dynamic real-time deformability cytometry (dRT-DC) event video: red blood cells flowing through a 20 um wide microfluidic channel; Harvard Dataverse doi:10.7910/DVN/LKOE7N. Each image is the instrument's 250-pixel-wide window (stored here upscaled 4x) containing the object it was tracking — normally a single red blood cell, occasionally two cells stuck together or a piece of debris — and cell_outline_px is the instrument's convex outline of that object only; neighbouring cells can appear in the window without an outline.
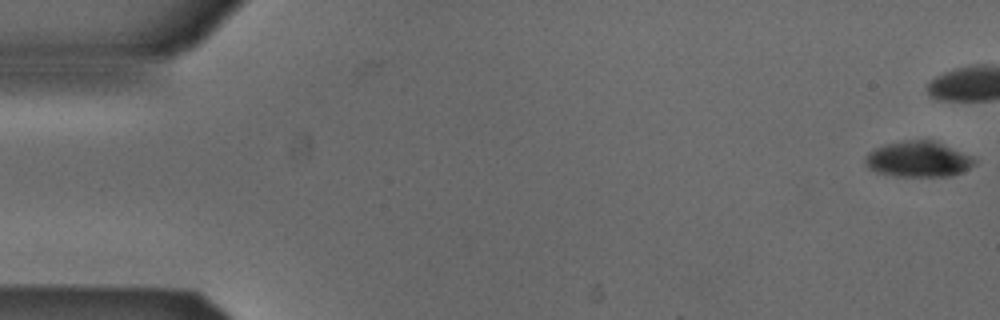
{"species": "Egyptian fruit bat (a non-hibernating species)", "species_latin": "Rousettus aegyptiacus", "temperature_condition": "cold", "stored_images_in_passage": 4, "camera_frame_rate_fps": 3000, "um_per_image_px": 0.085, "animal": {"sex": "male"}, "frame": {"image": 1, "passage_image": 4, "time_ms": 1.0, "image_size_px": [1000, 320], "cell_outline_px": [[976, 164], [952, 176], [896, 176], [876, 172], [868, 168], [864, 160], [864, 156], [868, 152], [884, 144], [908, 140], [932, 140], [972, 156], [976, 160]], "centroid_in_image_um": [78.02, 13.54], "position_along_channel_um": 7.0, "area_um2": 22.6}}